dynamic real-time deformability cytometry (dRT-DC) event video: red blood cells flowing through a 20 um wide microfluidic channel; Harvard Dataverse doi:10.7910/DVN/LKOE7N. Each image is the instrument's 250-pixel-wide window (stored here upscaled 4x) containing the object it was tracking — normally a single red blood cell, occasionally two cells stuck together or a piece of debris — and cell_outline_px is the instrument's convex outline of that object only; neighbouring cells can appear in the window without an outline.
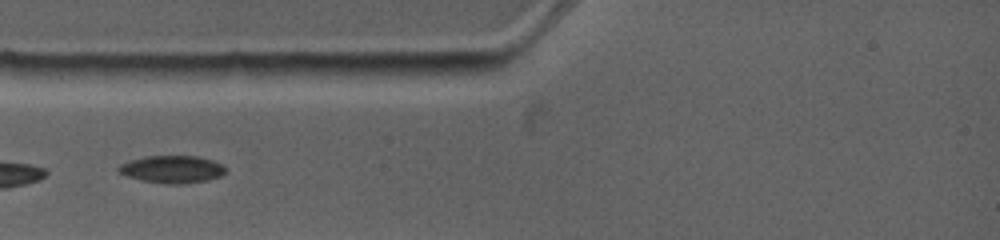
{"species": "common noctule bat (a hibernating species)", "species_latin": "Nyctalus noctula", "temperature_condition": "warm", "stored_images_in_passage": 3, "camera_frame_rate_fps": 4500, "um_per_image_px": 0.085, "animal": {"sex": "female", "body_mass_g": 19.0, "forearm_length_mm": 53.3}, "frame": {"image": 1, "passage_image": 2, "time_ms": 1.111, "image_size_px": [1000, 240], "cell_outline_px": [[228, 172], [220, 176], [208, 180], [180, 184], [168, 184], [144, 180], [128, 176], [120, 172], [116, 168], [120, 164], [144, 156], [196, 156], [212, 160], [224, 164]], "centroid_in_image_um": [14.69, 14.38], "position_along_channel_um": 70.3, "area_um2": 17.05}}
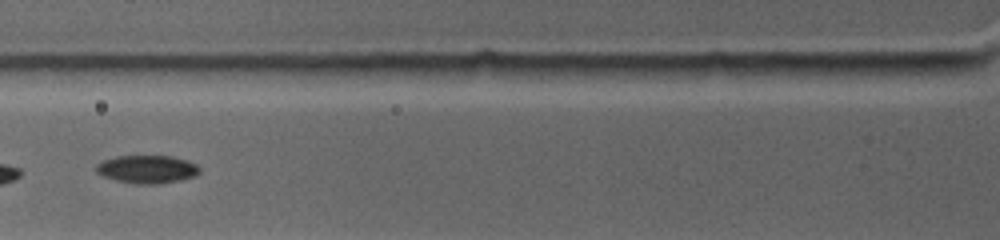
{"frame": {"image": 2, "passage_image": 3, "time_ms": 2.222, "image_size_px": [1000, 240], "cell_outline_px": [[200, 172], [196, 176], [180, 180], [156, 184], [136, 184], [116, 180], [104, 176], [96, 172], [96, 164], [104, 160], [116, 156], [172, 156], [196, 164], [200, 168]], "centroid_in_image_um": [12.51, 14.39], "position_along_channel_um": 113.3, "area_um2": 16.82}}